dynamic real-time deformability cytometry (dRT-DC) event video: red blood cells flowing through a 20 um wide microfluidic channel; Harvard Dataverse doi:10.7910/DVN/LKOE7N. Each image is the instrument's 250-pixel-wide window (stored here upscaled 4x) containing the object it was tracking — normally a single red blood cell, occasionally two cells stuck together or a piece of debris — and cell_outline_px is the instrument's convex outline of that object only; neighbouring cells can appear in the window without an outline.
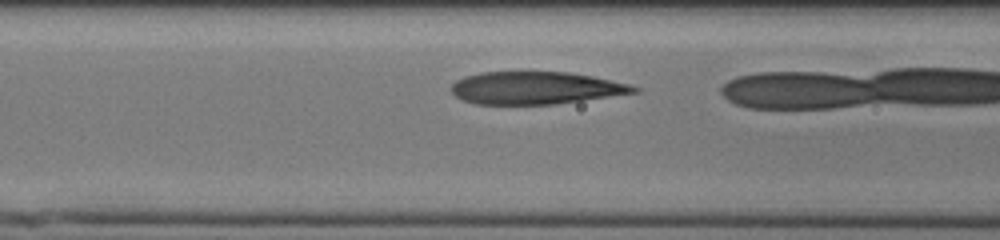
{"species": "human", "species_latin": "Homo sapiens", "temperature_condition": "cold", "stored_images_in_passage": 8, "camera_frame_rate_fps": 3000, "um_per_image_px": 0.085, "donor": {"sex": "male"}, "frame": {"image": 1, "passage_image": 7, "time_ms": 2.0, "image_size_px": [1000, 240], "cell_outline_px": [[640, 92], [556, 104], [476, 104], [464, 100], [456, 96], [452, 92], [452, 84], [456, 80], [480, 72], [568, 72], [592, 76], [628, 84], [640, 88]], "centroid_in_image_um": [45.55, 7.48], "position_along_channel_um": 121.0, "area_um2": 34.39}}